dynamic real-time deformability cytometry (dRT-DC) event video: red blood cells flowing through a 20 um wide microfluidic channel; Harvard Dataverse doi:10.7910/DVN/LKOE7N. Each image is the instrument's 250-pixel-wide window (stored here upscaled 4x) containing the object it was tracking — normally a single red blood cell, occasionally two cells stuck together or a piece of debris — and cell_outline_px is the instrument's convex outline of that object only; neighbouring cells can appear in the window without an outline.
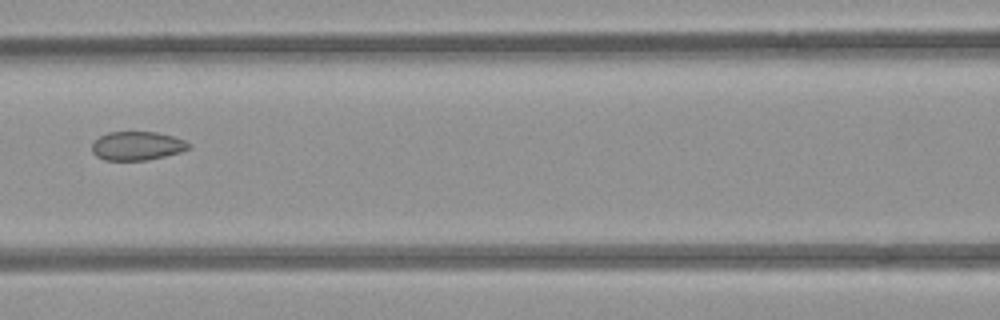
{"species": "common noctule bat (a hibernating species)", "species_latin": "Nyctalus noctula", "temperature_condition": "room temperature", "stored_images_in_passage": 10, "camera_frame_rate_fps": 3000, "um_per_image_px": 0.085, "animal": {"sex": "female", "body_mass_g": 21.9}, "frame": {"image": 1, "passage_image": 9, "time_ms": 10.0, "image_size_px": [1000, 320], "cell_outline_px": [[188, 148], [180, 152], [164, 156], [144, 160], [104, 160], [96, 156], [92, 152], [92, 144], [100, 136], [108, 132], [156, 132], [172, 136], [184, 140], [188, 144]], "centroid_in_image_um": [11.61, 12.4], "position_along_channel_um": 155.0, "area_um2": 15.95}}
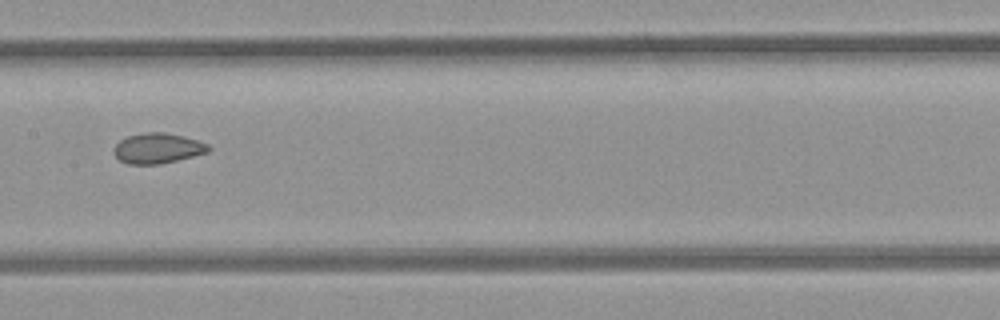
{"frame": {"image": 2, "passage_image": 10, "time_ms": 11.0, "image_size_px": [1000, 320], "cell_outline_px": [[212, 148], [208, 152], [160, 164], [128, 164], [120, 160], [112, 152], [112, 148], [120, 140], [128, 136], [144, 132], [164, 132], [184, 136], [208, 144]], "centroid_in_image_um": [13.38, 12.6], "position_along_channel_um": 194.0, "area_um2": 16.7}}